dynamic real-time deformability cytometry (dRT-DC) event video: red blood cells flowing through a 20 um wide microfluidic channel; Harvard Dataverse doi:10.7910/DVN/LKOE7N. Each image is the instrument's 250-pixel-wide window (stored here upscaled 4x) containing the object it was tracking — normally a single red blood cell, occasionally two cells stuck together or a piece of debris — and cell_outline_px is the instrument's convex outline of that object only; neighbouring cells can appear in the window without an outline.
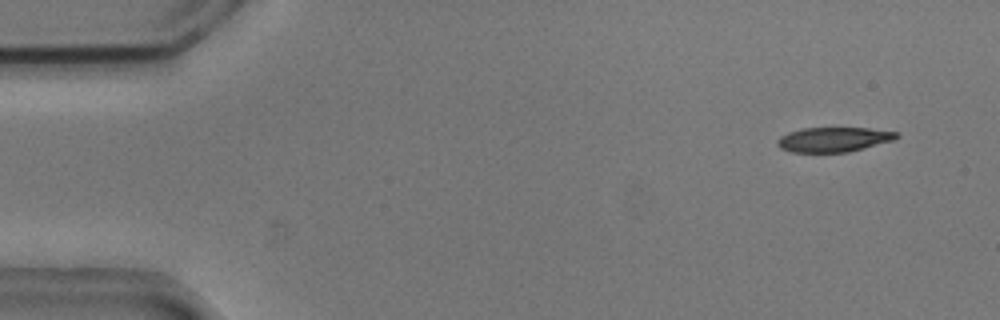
{"species": "common noctule bat (a hibernating species)", "species_latin": "Nyctalus noctula", "temperature_condition": "cold", "stored_images_in_passage": 54, "camera_frame_rate_fps": 3000, "um_per_image_px": 0.085, "animal": {"sex": "male", "body_mass_g": 20.5, "forearm_length_mm": 52.5}, "frame": {"image": 1, "passage_image": 4, "time_ms": 1.0, "image_size_px": [1000, 320], "cell_outline_px": [[900, 136], [896, 140], [848, 152], [792, 152], [780, 148], [776, 144], [776, 140], [780, 136], [788, 132], [804, 128], [868, 128], [900, 132]], "centroid_in_image_um": [70.89, 11.85], "position_along_channel_um": 14.1, "area_um2": 17.34}}
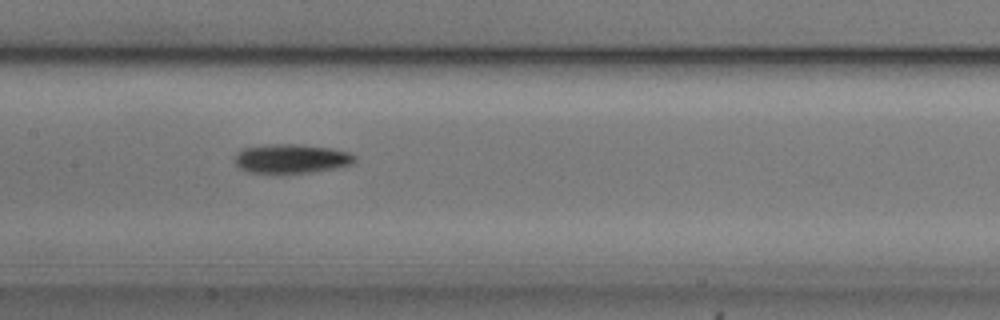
{"frame": {"image": 2, "passage_image": 26, "time_ms": 8.333, "image_size_px": [1000, 320], "cell_outline_px": [[356, 160], [352, 164], [336, 168], [312, 172], [284, 176], [276, 176], [248, 172], [240, 168], [236, 164], [236, 152], [244, 148], [276, 144], [296, 144], [332, 148], [348, 152], [356, 156]], "centroid_in_image_um": [24.76, 13.54], "position_along_channel_um": 182.6, "area_um2": 21.1}}
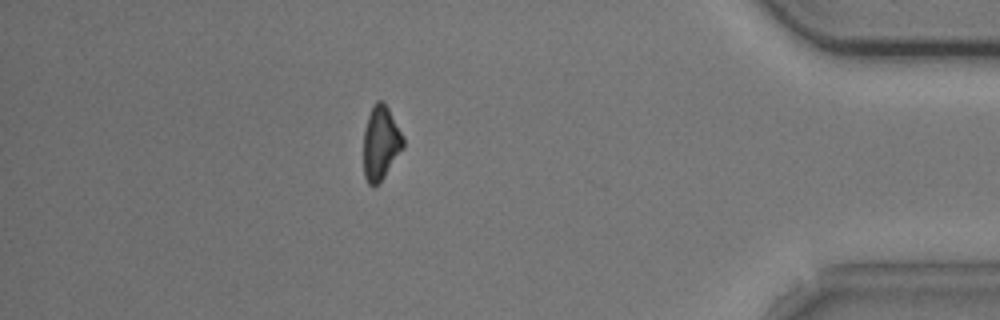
{"frame": {"image": 3, "passage_image": 47, "time_ms": 15.333, "image_size_px": [1000, 320], "cell_outline_px": [[404, 148], [384, 176], [376, 184], [368, 184], [364, 176], [364, 132], [368, 116], [376, 100], [384, 100], [404, 136]], "centroid_in_image_um": [32.38, 12.11], "position_along_channel_um": 402.8, "area_um2": 16.99}, "authors_computed_cell_mechanics": {"area_um2": 18.9006, "velocity_mm_per_s": 3.7562, "shape_relaxation_time_tau1_ms": 3.6095, "shape_relaxation_time_tau2_ms": 7.2176, "deformation_change_tau1": 0.1336, "deformation_change_tau2": 0.1765}}